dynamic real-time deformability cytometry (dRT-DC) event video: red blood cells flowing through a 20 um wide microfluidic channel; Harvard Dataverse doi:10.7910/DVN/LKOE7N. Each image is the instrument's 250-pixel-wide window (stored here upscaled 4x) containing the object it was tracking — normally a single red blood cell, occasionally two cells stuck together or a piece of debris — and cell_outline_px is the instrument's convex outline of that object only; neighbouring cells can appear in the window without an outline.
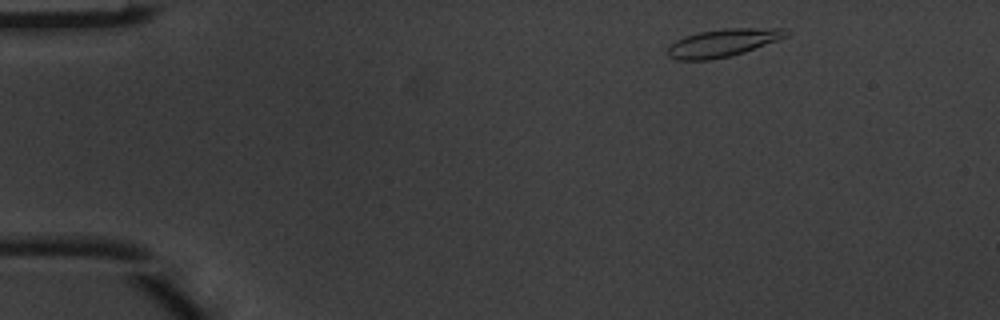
{"species": "common noctule bat (a hibernating species)", "species_latin": "Nyctalus noctula", "temperature_condition": "warm", "stored_images_in_passage": 4, "camera_frame_rate_fps": 3000, "um_per_image_px": 0.085, "animal": {"sex": "male", "body_mass_g": 20.1, "forearm_length_mm": 53.5}, "frame": {"image": 1, "passage_image": 1, "time_ms": 0.0, "image_size_px": [1000, 320], "cell_outline_px": [[792, 32], [788, 36], [744, 52], [728, 56], [708, 60], [676, 60], [668, 56], [664, 52], [668, 44], [684, 36], [700, 32], [724, 28], [784, 28]], "centroid_in_image_um": [61.39, 3.63], "position_along_channel_um": 23.6, "area_um2": 19.36}}
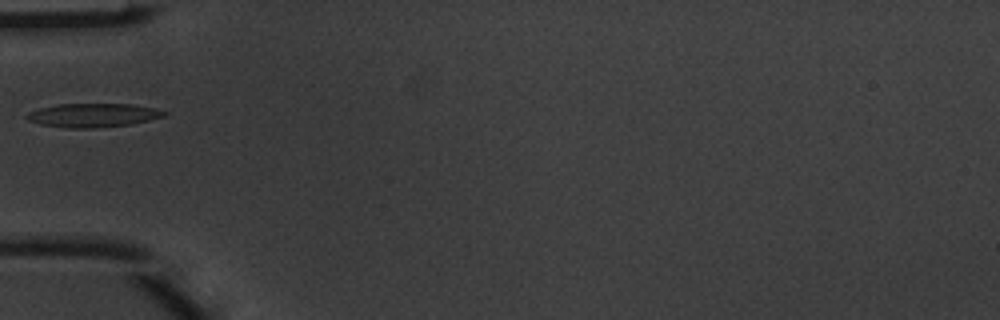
{"frame": {"image": 2, "passage_image": 4, "time_ms": 1.0, "image_size_px": [1000, 320], "cell_outline_px": [[168, 112], [164, 116], [148, 120], [128, 124], [96, 128], [68, 128], [40, 124], [28, 120], [24, 116], [28, 112], [40, 108], [56, 104], [132, 104], [156, 108]], "centroid_in_image_um": [7.88, 9.79], "position_along_channel_um": 77.1, "area_um2": 18.96}}